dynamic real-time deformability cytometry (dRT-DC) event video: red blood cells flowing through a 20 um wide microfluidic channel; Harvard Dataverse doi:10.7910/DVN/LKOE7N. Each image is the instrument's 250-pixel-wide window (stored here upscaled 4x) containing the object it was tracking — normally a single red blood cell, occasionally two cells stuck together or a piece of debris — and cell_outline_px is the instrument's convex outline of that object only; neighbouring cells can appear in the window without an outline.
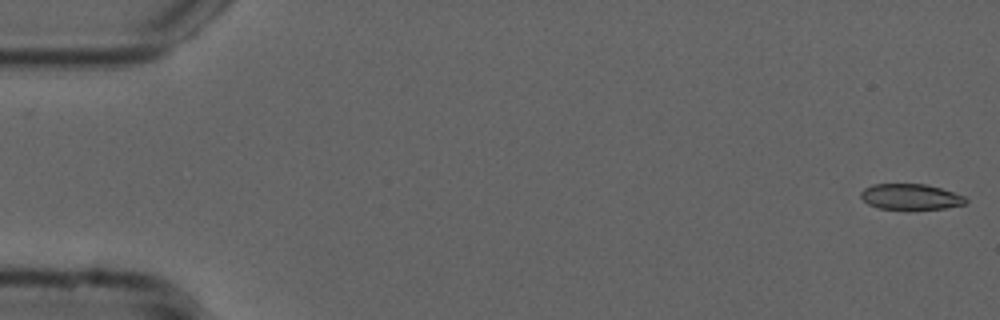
{"species": "common noctule bat (a hibernating species)", "species_latin": "Nyctalus noctula", "temperature_condition": "cold", "stored_images_in_passage": 54, "camera_frame_rate_fps": 3000, "um_per_image_px": 0.085, "animal": {"sex": "male", "forearm_length_mm": 52.5}, "frame": {"image": 1, "passage_image": 1, "time_ms": 0.0, "image_size_px": [1000, 320], "cell_outline_px": [[968, 200], [964, 204], [944, 208], [908, 212], [880, 208], [868, 204], [860, 196], [860, 192], [864, 188], [872, 184], [924, 184], [940, 188], [964, 196]], "centroid_in_image_um": [77.37, 16.77], "position_along_channel_um": 7.6, "area_um2": 16.24}}
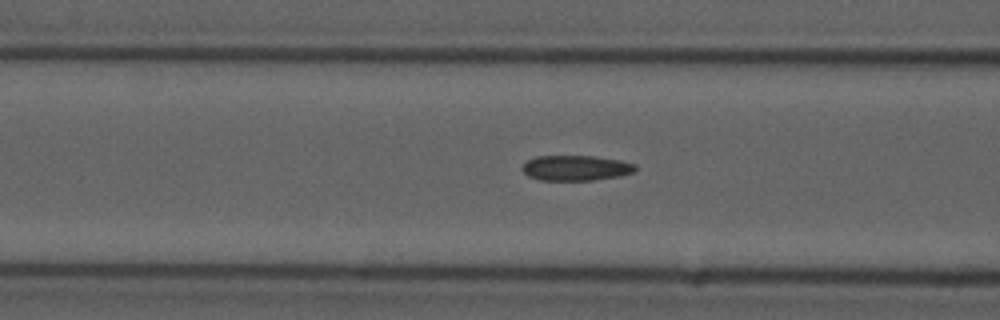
{"frame": {"image": 2, "passage_image": 21, "time_ms": 6.667, "image_size_px": [1000, 320], "cell_outline_px": [[636, 172], [620, 176], [592, 180], [540, 180], [528, 176], [520, 168], [528, 160], [536, 156], [596, 156], [620, 160], [636, 164]], "centroid_in_image_um": [48.97, 14.27], "position_along_channel_um": 117.6, "area_um2": 16.76}}
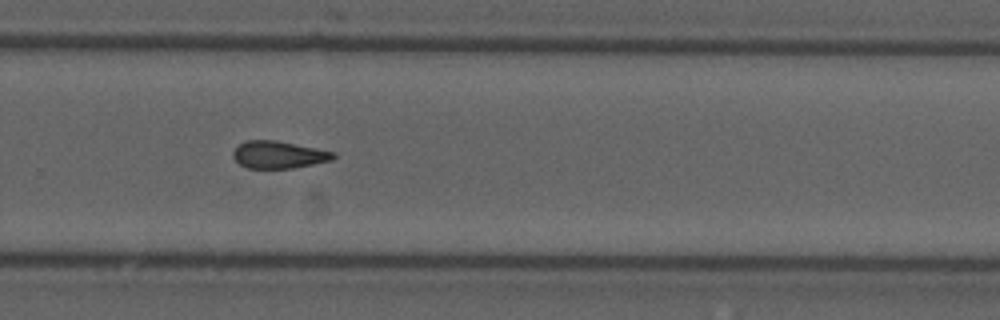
{"frame": {"image": 3, "passage_image": 36, "time_ms": 11.667, "image_size_px": [1000, 320], "cell_outline_px": [[336, 156], [332, 160], [292, 168], [248, 168], [240, 164], [232, 156], [232, 152], [244, 140], [276, 140], [336, 152]], "centroid_in_image_um": [23.68, 13.14], "position_along_channel_um": 306.1, "area_um2": 15.9}, "authors_computed_cell_mechanics": {"area_um2": 16.5886, "velocity_mm_per_s": 3.7774, "shape_relaxation_time_tau1_ms": null, "shape_relaxation_time_tau2_ms": 7.437, "deformation_change_tau1": null, "deformation_change_tau2": 0.1371}}